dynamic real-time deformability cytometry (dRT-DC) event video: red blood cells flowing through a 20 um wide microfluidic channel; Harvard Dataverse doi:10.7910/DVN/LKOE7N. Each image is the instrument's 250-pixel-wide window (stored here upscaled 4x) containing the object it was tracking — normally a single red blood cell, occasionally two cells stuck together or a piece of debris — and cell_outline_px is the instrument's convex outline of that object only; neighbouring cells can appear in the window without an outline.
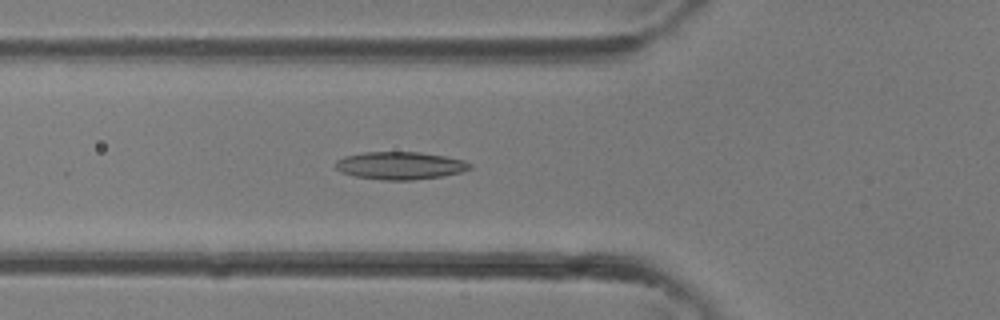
{"species": "common noctule bat (a hibernating species)", "species_latin": "Nyctalus noctula", "temperature_condition": "room temperature", "stored_images_in_passage": 33, "camera_frame_rate_fps": 3000, "um_per_image_px": 0.085, "animal": {"sex": "female"}, "frame": {"image": 1, "passage_image": 9, "time_ms": 2.667, "image_size_px": [1000, 320], "cell_outline_px": [[472, 168], [460, 172], [440, 176], [412, 180], [384, 180], [356, 176], [340, 172], [336, 168], [336, 160], [344, 156], [364, 152], [420, 152], [444, 156], [464, 160], [472, 164]], "centroid_in_image_um": [34.0, 14.07], "position_along_channel_um": 91.8, "area_um2": 21.56}}
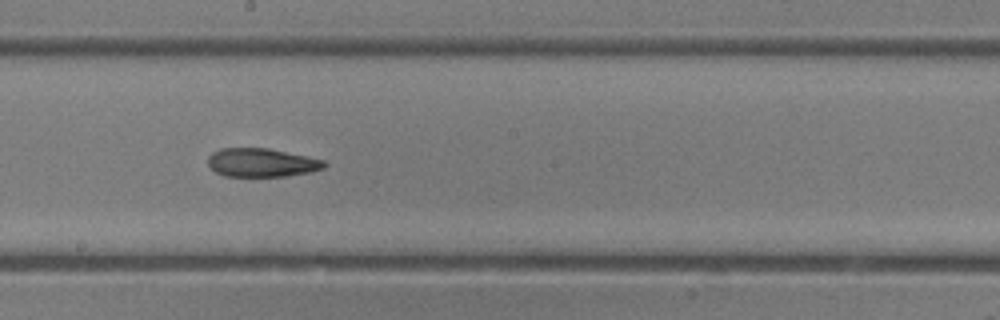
{"frame": {"image": 2, "passage_image": 16, "time_ms": 5.0, "image_size_px": [1000, 320], "cell_outline_px": [[328, 164], [324, 168], [312, 172], [288, 176], [224, 176], [216, 172], [208, 164], [208, 156], [212, 152], [220, 148], [268, 148], [308, 156], [324, 160]], "centroid_in_image_um": [22.27, 13.82], "position_along_channel_um": 225.9, "area_um2": 19.54}}
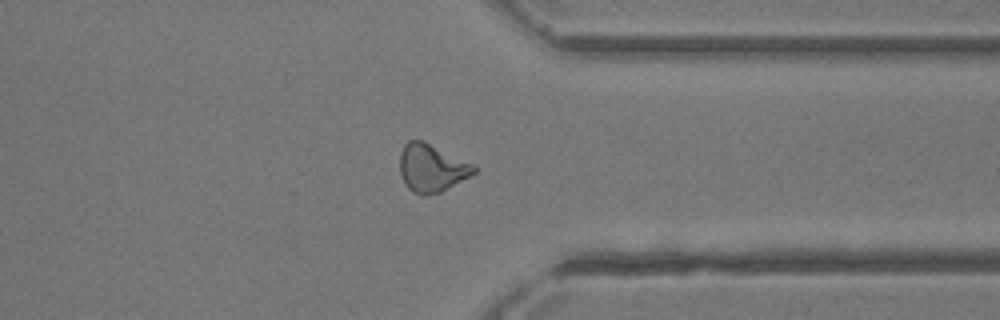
{"frame": {"image": 3, "passage_image": 24, "time_ms": 7.667, "image_size_px": [1000, 320], "cell_outline_px": [[476, 172], [440, 192], [424, 196], [420, 196], [412, 192], [408, 188], [400, 172], [400, 152], [404, 144], [408, 140], [424, 140], [476, 164]], "centroid_in_image_um": [36.7, 14.25], "position_along_channel_um": 374.7, "area_um2": 20.87}}